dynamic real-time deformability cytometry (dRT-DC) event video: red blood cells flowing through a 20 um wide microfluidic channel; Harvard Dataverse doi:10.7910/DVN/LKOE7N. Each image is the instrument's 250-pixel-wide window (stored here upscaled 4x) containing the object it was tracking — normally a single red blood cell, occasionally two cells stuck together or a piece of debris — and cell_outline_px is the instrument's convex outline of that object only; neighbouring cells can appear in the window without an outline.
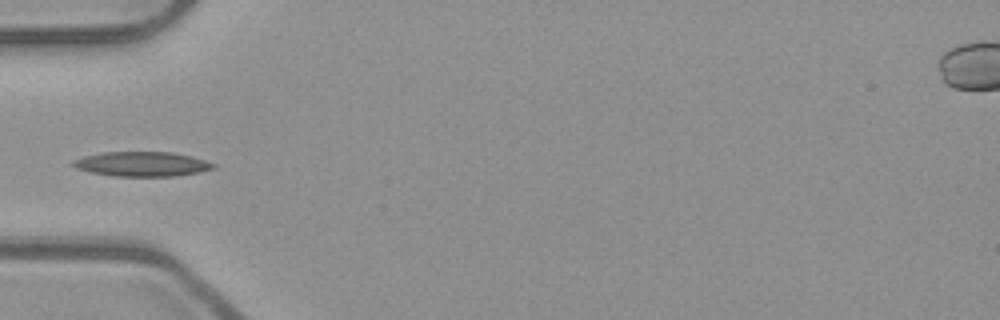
{"species": "common noctule bat (a hibernating species)", "species_latin": "Nyctalus noctula", "temperature_condition": "room temperature", "stored_images_in_passage": 36, "camera_frame_rate_fps": 3000, "um_per_image_px": 0.085, "animal": {"sex": "male", "body_mass_g": 23.1, "forearm_length_mm": 52.7}, "frame": {"image": 1, "passage_image": 1, "time_ms": 0.0, "image_size_px": [1000, 320], "cell_outline_px": [[216, 168], [200, 172], [176, 176], [112, 176], [92, 172], [76, 168], [68, 164], [72, 160], [84, 156], [100, 152], [172, 152], [192, 156], [216, 164]], "centroid_in_image_um": [12.05, 13.94], "position_along_channel_um": 72.9, "area_um2": 20.35}}
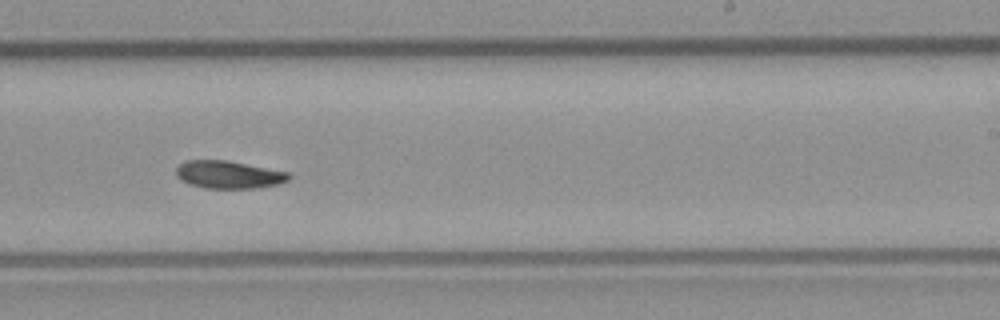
{"frame": {"image": 2, "passage_image": 16, "time_ms": 5.0, "image_size_px": [1000, 320], "cell_outline_px": [[292, 176], [288, 180], [280, 184], [252, 188], [204, 188], [188, 184], [180, 180], [176, 176], [176, 168], [184, 160], [228, 160], [288, 172]], "centroid_in_image_um": [19.41, 14.84], "position_along_channel_um": 269.6, "area_um2": 18.32}}
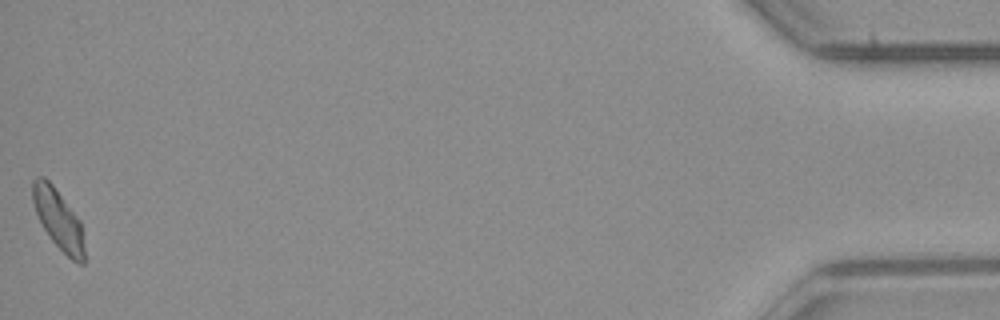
{"frame": {"image": 3, "passage_image": 36, "time_ms": 11.667, "image_size_px": [1000, 320], "cell_outline_px": [[84, 264], [80, 264], [72, 260], [52, 240], [44, 228], [36, 212], [32, 200], [32, 180], [36, 176], [44, 176], [52, 184], [80, 220], [84, 248]], "centroid_in_image_um": [4.95, 18.61], "position_along_channel_um": 430.3, "area_um2": 17.74}}